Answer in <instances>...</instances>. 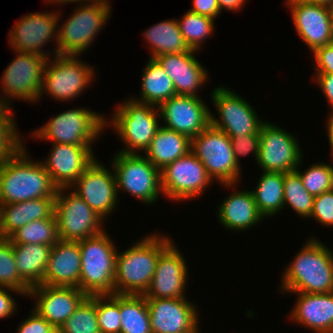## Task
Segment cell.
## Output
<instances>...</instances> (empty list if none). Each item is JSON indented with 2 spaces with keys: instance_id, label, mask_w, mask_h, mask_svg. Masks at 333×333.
Masks as SVG:
<instances>
[{
  "instance_id": "5",
  "label": "cell",
  "mask_w": 333,
  "mask_h": 333,
  "mask_svg": "<svg viewBox=\"0 0 333 333\" xmlns=\"http://www.w3.org/2000/svg\"><path fill=\"white\" fill-rule=\"evenodd\" d=\"M81 271L78 289L87 296L114 294L117 248L106 231L79 241Z\"/></svg>"
},
{
  "instance_id": "43",
  "label": "cell",
  "mask_w": 333,
  "mask_h": 333,
  "mask_svg": "<svg viewBox=\"0 0 333 333\" xmlns=\"http://www.w3.org/2000/svg\"><path fill=\"white\" fill-rule=\"evenodd\" d=\"M316 223L333 227V191H326L314 197L313 209L310 215Z\"/></svg>"
},
{
  "instance_id": "32",
  "label": "cell",
  "mask_w": 333,
  "mask_h": 333,
  "mask_svg": "<svg viewBox=\"0 0 333 333\" xmlns=\"http://www.w3.org/2000/svg\"><path fill=\"white\" fill-rule=\"evenodd\" d=\"M142 36L148 43L150 58L153 59L162 54L186 53L190 50L179 30L176 19L161 21L145 30Z\"/></svg>"
},
{
  "instance_id": "28",
  "label": "cell",
  "mask_w": 333,
  "mask_h": 333,
  "mask_svg": "<svg viewBox=\"0 0 333 333\" xmlns=\"http://www.w3.org/2000/svg\"><path fill=\"white\" fill-rule=\"evenodd\" d=\"M55 197H43L12 204H0L1 237L9 238L29 222L54 214Z\"/></svg>"
},
{
  "instance_id": "1",
  "label": "cell",
  "mask_w": 333,
  "mask_h": 333,
  "mask_svg": "<svg viewBox=\"0 0 333 333\" xmlns=\"http://www.w3.org/2000/svg\"><path fill=\"white\" fill-rule=\"evenodd\" d=\"M284 269L281 293L323 294L333 292V250L316 237L305 241Z\"/></svg>"
},
{
  "instance_id": "55",
  "label": "cell",
  "mask_w": 333,
  "mask_h": 333,
  "mask_svg": "<svg viewBox=\"0 0 333 333\" xmlns=\"http://www.w3.org/2000/svg\"><path fill=\"white\" fill-rule=\"evenodd\" d=\"M330 15H331V21H332V28H333V5L329 7Z\"/></svg>"
},
{
  "instance_id": "42",
  "label": "cell",
  "mask_w": 333,
  "mask_h": 333,
  "mask_svg": "<svg viewBox=\"0 0 333 333\" xmlns=\"http://www.w3.org/2000/svg\"><path fill=\"white\" fill-rule=\"evenodd\" d=\"M296 168L305 189L314 197L318 196L331 188V169L330 164L317 162L313 163L306 170L300 171V164Z\"/></svg>"
},
{
  "instance_id": "27",
  "label": "cell",
  "mask_w": 333,
  "mask_h": 333,
  "mask_svg": "<svg viewBox=\"0 0 333 333\" xmlns=\"http://www.w3.org/2000/svg\"><path fill=\"white\" fill-rule=\"evenodd\" d=\"M79 241L59 240L52 246L43 283L48 286L77 287L80 280Z\"/></svg>"
},
{
  "instance_id": "34",
  "label": "cell",
  "mask_w": 333,
  "mask_h": 333,
  "mask_svg": "<svg viewBox=\"0 0 333 333\" xmlns=\"http://www.w3.org/2000/svg\"><path fill=\"white\" fill-rule=\"evenodd\" d=\"M120 333H152L144 295L119 294Z\"/></svg>"
},
{
  "instance_id": "29",
  "label": "cell",
  "mask_w": 333,
  "mask_h": 333,
  "mask_svg": "<svg viewBox=\"0 0 333 333\" xmlns=\"http://www.w3.org/2000/svg\"><path fill=\"white\" fill-rule=\"evenodd\" d=\"M191 151V139L174 130L159 127L144 156L159 170Z\"/></svg>"
},
{
  "instance_id": "40",
  "label": "cell",
  "mask_w": 333,
  "mask_h": 333,
  "mask_svg": "<svg viewBox=\"0 0 333 333\" xmlns=\"http://www.w3.org/2000/svg\"><path fill=\"white\" fill-rule=\"evenodd\" d=\"M0 287L12 288L27 297L31 287L20 277L9 238H0Z\"/></svg>"
},
{
  "instance_id": "45",
  "label": "cell",
  "mask_w": 333,
  "mask_h": 333,
  "mask_svg": "<svg viewBox=\"0 0 333 333\" xmlns=\"http://www.w3.org/2000/svg\"><path fill=\"white\" fill-rule=\"evenodd\" d=\"M17 333H57L58 330L32 309L30 315L19 323Z\"/></svg>"
},
{
  "instance_id": "33",
  "label": "cell",
  "mask_w": 333,
  "mask_h": 333,
  "mask_svg": "<svg viewBox=\"0 0 333 333\" xmlns=\"http://www.w3.org/2000/svg\"><path fill=\"white\" fill-rule=\"evenodd\" d=\"M256 185L251 192L259 213L265 219L284 209V173L263 171Z\"/></svg>"
},
{
  "instance_id": "22",
  "label": "cell",
  "mask_w": 333,
  "mask_h": 333,
  "mask_svg": "<svg viewBox=\"0 0 333 333\" xmlns=\"http://www.w3.org/2000/svg\"><path fill=\"white\" fill-rule=\"evenodd\" d=\"M92 145L53 143L48 157L41 161L57 188H70L94 161Z\"/></svg>"
},
{
  "instance_id": "48",
  "label": "cell",
  "mask_w": 333,
  "mask_h": 333,
  "mask_svg": "<svg viewBox=\"0 0 333 333\" xmlns=\"http://www.w3.org/2000/svg\"><path fill=\"white\" fill-rule=\"evenodd\" d=\"M190 12L207 16L215 20L222 13L217 0H192Z\"/></svg>"
},
{
  "instance_id": "47",
  "label": "cell",
  "mask_w": 333,
  "mask_h": 333,
  "mask_svg": "<svg viewBox=\"0 0 333 333\" xmlns=\"http://www.w3.org/2000/svg\"><path fill=\"white\" fill-rule=\"evenodd\" d=\"M10 292L23 296V293L18 290L0 287V319L9 318L17 311V301L12 297L13 295L9 294Z\"/></svg>"
},
{
  "instance_id": "2",
  "label": "cell",
  "mask_w": 333,
  "mask_h": 333,
  "mask_svg": "<svg viewBox=\"0 0 333 333\" xmlns=\"http://www.w3.org/2000/svg\"><path fill=\"white\" fill-rule=\"evenodd\" d=\"M157 234V235H156ZM173 241L170 236L147 234L116 255L114 294L144 295L154 275L160 253Z\"/></svg>"
},
{
  "instance_id": "6",
  "label": "cell",
  "mask_w": 333,
  "mask_h": 333,
  "mask_svg": "<svg viewBox=\"0 0 333 333\" xmlns=\"http://www.w3.org/2000/svg\"><path fill=\"white\" fill-rule=\"evenodd\" d=\"M110 0L79 3L72 14L58 25V55L80 56L104 29L111 15Z\"/></svg>"
},
{
  "instance_id": "18",
  "label": "cell",
  "mask_w": 333,
  "mask_h": 333,
  "mask_svg": "<svg viewBox=\"0 0 333 333\" xmlns=\"http://www.w3.org/2000/svg\"><path fill=\"white\" fill-rule=\"evenodd\" d=\"M172 241L159 255L146 299L187 298L184 293L188 282L187 261Z\"/></svg>"
},
{
  "instance_id": "25",
  "label": "cell",
  "mask_w": 333,
  "mask_h": 333,
  "mask_svg": "<svg viewBox=\"0 0 333 333\" xmlns=\"http://www.w3.org/2000/svg\"><path fill=\"white\" fill-rule=\"evenodd\" d=\"M294 294L297 298L290 320L314 333H333V292Z\"/></svg>"
},
{
  "instance_id": "24",
  "label": "cell",
  "mask_w": 333,
  "mask_h": 333,
  "mask_svg": "<svg viewBox=\"0 0 333 333\" xmlns=\"http://www.w3.org/2000/svg\"><path fill=\"white\" fill-rule=\"evenodd\" d=\"M196 53L190 49L186 53L162 54L154 58L173 81L176 95L199 97L198 90H202L210 79L206 68L195 57Z\"/></svg>"
},
{
  "instance_id": "30",
  "label": "cell",
  "mask_w": 333,
  "mask_h": 333,
  "mask_svg": "<svg viewBox=\"0 0 333 333\" xmlns=\"http://www.w3.org/2000/svg\"><path fill=\"white\" fill-rule=\"evenodd\" d=\"M51 249L44 244H13L17 271L30 287L43 283Z\"/></svg>"
},
{
  "instance_id": "52",
  "label": "cell",
  "mask_w": 333,
  "mask_h": 333,
  "mask_svg": "<svg viewBox=\"0 0 333 333\" xmlns=\"http://www.w3.org/2000/svg\"><path fill=\"white\" fill-rule=\"evenodd\" d=\"M87 1H92V0H45V2L46 3H48V4H57V6L58 5H60V4H62V5H66L67 3L69 4V3H83V2H87Z\"/></svg>"
},
{
  "instance_id": "46",
  "label": "cell",
  "mask_w": 333,
  "mask_h": 333,
  "mask_svg": "<svg viewBox=\"0 0 333 333\" xmlns=\"http://www.w3.org/2000/svg\"><path fill=\"white\" fill-rule=\"evenodd\" d=\"M312 57L315 63V73L333 74V43L317 48Z\"/></svg>"
},
{
  "instance_id": "14",
  "label": "cell",
  "mask_w": 333,
  "mask_h": 333,
  "mask_svg": "<svg viewBox=\"0 0 333 333\" xmlns=\"http://www.w3.org/2000/svg\"><path fill=\"white\" fill-rule=\"evenodd\" d=\"M60 11L27 13L21 16V19L9 30L8 44L12 50L41 55L47 59L52 55L53 57L58 55V21L62 15ZM49 41L55 42L56 48L53 54L49 49L47 52L43 50Z\"/></svg>"
},
{
  "instance_id": "9",
  "label": "cell",
  "mask_w": 333,
  "mask_h": 333,
  "mask_svg": "<svg viewBox=\"0 0 333 333\" xmlns=\"http://www.w3.org/2000/svg\"><path fill=\"white\" fill-rule=\"evenodd\" d=\"M191 151L202 162L212 180L223 184H238L241 167L235 161L230 137L209 124L191 139Z\"/></svg>"
},
{
  "instance_id": "37",
  "label": "cell",
  "mask_w": 333,
  "mask_h": 333,
  "mask_svg": "<svg viewBox=\"0 0 333 333\" xmlns=\"http://www.w3.org/2000/svg\"><path fill=\"white\" fill-rule=\"evenodd\" d=\"M283 191L284 208L289 205L299 216L310 219L314 196L305 189L296 171L284 173Z\"/></svg>"
},
{
  "instance_id": "8",
  "label": "cell",
  "mask_w": 333,
  "mask_h": 333,
  "mask_svg": "<svg viewBox=\"0 0 333 333\" xmlns=\"http://www.w3.org/2000/svg\"><path fill=\"white\" fill-rule=\"evenodd\" d=\"M48 58L44 67L43 86L40 92L49 94L59 102L72 101L81 96L86 88L95 82V69L74 55H55Z\"/></svg>"
},
{
  "instance_id": "21",
  "label": "cell",
  "mask_w": 333,
  "mask_h": 333,
  "mask_svg": "<svg viewBox=\"0 0 333 333\" xmlns=\"http://www.w3.org/2000/svg\"><path fill=\"white\" fill-rule=\"evenodd\" d=\"M297 34L313 53L333 43V28L328 6L302 0H286Z\"/></svg>"
},
{
  "instance_id": "16",
  "label": "cell",
  "mask_w": 333,
  "mask_h": 333,
  "mask_svg": "<svg viewBox=\"0 0 333 333\" xmlns=\"http://www.w3.org/2000/svg\"><path fill=\"white\" fill-rule=\"evenodd\" d=\"M296 137L280 126L265 121L260 128L259 168L265 172L295 171L303 158Z\"/></svg>"
},
{
  "instance_id": "31",
  "label": "cell",
  "mask_w": 333,
  "mask_h": 333,
  "mask_svg": "<svg viewBox=\"0 0 333 333\" xmlns=\"http://www.w3.org/2000/svg\"><path fill=\"white\" fill-rule=\"evenodd\" d=\"M141 92L138 100L146 104L159 106L173 96H176L173 81L166 74L161 65L153 58H150L142 72Z\"/></svg>"
},
{
  "instance_id": "39",
  "label": "cell",
  "mask_w": 333,
  "mask_h": 333,
  "mask_svg": "<svg viewBox=\"0 0 333 333\" xmlns=\"http://www.w3.org/2000/svg\"><path fill=\"white\" fill-rule=\"evenodd\" d=\"M12 108L0 102V163L16 155L25 146Z\"/></svg>"
},
{
  "instance_id": "26",
  "label": "cell",
  "mask_w": 333,
  "mask_h": 333,
  "mask_svg": "<svg viewBox=\"0 0 333 333\" xmlns=\"http://www.w3.org/2000/svg\"><path fill=\"white\" fill-rule=\"evenodd\" d=\"M238 184H223L226 189H235L217 207L219 223L230 231H245L258 226L264 217L259 213L250 190H237ZM228 187V188H227Z\"/></svg>"
},
{
  "instance_id": "54",
  "label": "cell",
  "mask_w": 333,
  "mask_h": 333,
  "mask_svg": "<svg viewBox=\"0 0 333 333\" xmlns=\"http://www.w3.org/2000/svg\"><path fill=\"white\" fill-rule=\"evenodd\" d=\"M331 159H333V156H331ZM330 169H331V188L330 190L333 191V166L330 164Z\"/></svg>"
},
{
  "instance_id": "20",
  "label": "cell",
  "mask_w": 333,
  "mask_h": 333,
  "mask_svg": "<svg viewBox=\"0 0 333 333\" xmlns=\"http://www.w3.org/2000/svg\"><path fill=\"white\" fill-rule=\"evenodd\" d=\"M165 128L188 136L201 133L210 124V112L204 100L196 96L176 95L158 106Z\"/></svg>"
},
{
  "instance_id": "13",
  "label": "cell",
  "mask_w": 333,
  "mask_h": 333,
  "mask_svg": "<svg viewBox=\"0 0 333 333\" xmlns=\"http://www.w3.org/2000/svg\"><path fill=\"white\" fill-rule=\"evenodd\" d=\"M14 54L15 59L6 67L0 79V102L9 106H12L10 100L13 99L35 103L40 98L47 58L16 51Z\"/></svg>"
},
{
  "instance_id": "23",
  "label": "cell",
  "mask_w": 333,
  "mask_h": 333,
  "mask_svg": "<svg viewBox=\"0 0 333 333\" xmlns=\"http://www.w3.org/2000/svg\"><path fill=\"white\" fill-rule=\"evenodd\" d=\"M27 297L35 298V305L32 309L59 329L87 295L77 287L40 284L31 287Z\"/></svg>"
},
{
  "instance_id": "3",
  "label": "cell",
  "mask_w": 333,
  "mask_h": 333,
  "mask_svg": "<svg viewBox=\"0 0 333 333\" xmlns=\"http://www.w3.org/2000/svg\"><path fill=\"white\" fill-rule=\"evenodd\" d=\"M24 146L0 163V204L56 197L57 187L41 161L30 159Z\"/></svg>"
},
{
  "instance_id": "38",
  "label": "cell",
  "mask_w": 333,
  "mask_h": 333,
  "mask_svg": "<svg viewBox=\"0 0 333 333\" xmlns=\"http://www.w3.org/2000/svg\"><path fill=\"white\" fill-rule=\"evenodd\" d=\"M57 330L58 333H101L97 321L96 295L87 296Z\"/></svg>"
},
{
  "instance_id": "11",
  "label": "cell",
  "mask_w": 333,
  "mask_h": 333,
  "mask_svg": "<svg viewBox=\"0 0 333 333\" xmlns=\"http://www.w3.org/2000/svg\"><path fill=\"white\" fill-rule=\"evenodd\" d=\"M69 191L70 188H58L56 192L54 214L59 240L78 242L105 231V220L75 192Z\"/></svg>"
},
{
  "instance_id": "10",
  "label": "cell",
  "mask_w": 333,
  "mask_h": 333,
  "mask_svg": "<svg viewBox=\"0 0 333 333\" xmlns=\"http://www.w3.org/2000/svg\"><path fill=\"white\" fill-rule=\"evenodd\" d=\"M111 165L116 176L118 195L120 191H126L144 205L156 204L160 194L163 195L160 170L144 155L117 152L113 155Z\"/></svg>"
},
{
  "instance_id": "19",
  "label": "cell",
  "mask_w": 333,
  "mask_h": 333,
  "mask_svg": "<svg viewBox=\"0 0 333 333\" xmlns=\"http://www.w3.org/2000/svg\"><path fill=\"white\" fill-rule=\"evenodd\" d=\"M146 300L152 333H201L194 302L187 298Z\"/></svg>"
},
{
  "instance_id": "17",
  "label": "cell",
  "mask_w": 333,
  "mask_h": 333,
  "mask_svg": "<svg viewBox=\"0 0 333 333\" xmlns=\"http://www.w3.org/2000/svg\"><path fill=\"white\" fill-rule=\"evenodd\" d=\"M111 168L95 158L70 187L104 220L114 212L119 201L116 176L113 167Z\"/></svg>"
},
{
  "instance_id": "51",
  "label": "cell",
  "mask_w": 333,
  "mask_h": 333,
  "mask_svg": "<svg viewBox=\"0 0 333 333\" xmlns=\"http://www.w3.org/2000/svg\"><path fill=\"white\" fill-rule=\"evenodd\" d=\"M330 114H329V116H328V118H327V125H326V127H327V136H328V142H329V144H330V147H331V149H330V151H331V156H333V112H329Z\"/></svg>"
},
{
  "instance_id": "50",
  "label": "cell",
  "mask_w": 333,
  "mask_h": 333,
  "mask_svg": "<svg viewBox=\"0 0 333 333\" xmlns=\"http://www.w3.org/2000/svg\"><path fill=\"white\" fill-rule=\"evenodd\" d=\"M220 11L224 9L225 11H240L244 8L246 0H217Z\"/></svg>"
},
{
  "instance_id": "15",
  "label": "cell",
  "mask_w": 333,
  "mask_h": 333,
  "mask_svg": "<svg viewBox=\"0 0 333 333\" xmlns=\"http://www.w3.org/2000/svg\"><path fill=\"white\" fill-rule=\"evenodd\" d=\"M160 175L163 196L180 203L201 196L213 182L192 151L165 166Z\"/></svg>"
},
{
  "instance_id": "44",
  "label": "cell",
  "mask_w": 333,
  "mask_h": 333,
  "mask_svg": "<svg viewBox=\"0 0 333 333\" xmlns=\"http://www.w3.org/2000/svg\"><path fill=\"white\" fill-rule=\"evenodd\" d=\"M234 158L239 167L240 157L247 156L251 153L254 155L257 163L260 149V134H246L244 136L230 137Z\"/></svg>"
},
{
  "instance_id": "4",
  "label": "cell",
  "mask_w": 333,
  "mask_h": 333,
  "mask_svg": "<svg viewBox=\"0 0 333 333\" xmlns=\"http://www.w3.org/2000/svg\"><path fill=\"white\" fill-rule=\"evenodd\" d=\"M112 118L105 127H111L122 143L119 153H143L161 126L158 106L138 102L132 98L115 107Z\"/></svg>"
},
{
  "instance_id": "49",
  "label": "cell",
  "mask_w": 333,
  "mask_h": 333,
  "mask_svg": "<svg viewBox=\"0 0 333 333\" xmlns=\"http://www.w3.org/2000/svg\"><path fill=\"white\" fill-rule=\"evenodd\" d=\"M315 78L313 81L321 87V91L324 94L328 107H331V112H333V74L331 73H316L313 74Z\"/></svg>"
},
{
  "instance_id": "36",
  "label": "cell",
  "mask_w": 333,
  "mask_h": 333,
  "mask_svg": "<svg viewBox=\"0 0 333 333\" xmlns=\"http://www.w3.org/2000/svg\"><path fill=\"white\" fill-rule=\"evenodd\" d=\"M214 19L199 15L189 10L177 19L179 30L181 31L187 46L194 51L203 48V42L212 37L215 31Z\"/></svg>"
},
{
  "instance_id": "7",
  "label": "cell",
  "mask_w": 333,
  "mask_h": 333,
  "mask_svg": "<svg viewBox=\"0 0 333 333\" xmlns=\"http://www.w3.org/2000/svg\"><path fill=\"white\" fill-rule=\"evenodd\" d=\"M106 117L86 107L68 109L52 116L30 135L51 143L92 145L104 133Z\"/></svg>"
},
{
  "instance_id": "41",
  "label": "cell",
  "mask_w": 333,
  "mask_h": 333,
  "mask_svg": "<svg viewBox=\"0 0 333 333\" xmlns=\"http://www.w3.org/2000/svg\"><path fill=\"white\" fill-rule=\"evenodd\" d=\"M96 312L101 333H120L119 294L96 295Z\"/></svg>"
},
{
  "instance_id": "35",
  "label": "cell",
  "mask_w": 333,
  "mask_h": 333,
  "mask_svg": "<svg viewBox=\"0 0 333 333\" xmlns=\"http://www.w3.org/2000/svg\"><path fill=\"white\" fill-rule=\"evenodd\" d=\"M13 244H44L53 246L59 241L55 214L48 219L29 222L10 237Z\"/></svg>"
},
{
  "instance_id": "53",
  "label": "cell",
  "mask_w": 333,
  "mask_h": 333,
  "mask_svg": "<svg viewBox=\"0 0 333 333\" xmlns=\"http://www.w3.org/2000/svg\"><path fill=\"white\" fill-rule=\"evenodd\" d=\"M308 3H314V4H319V5H324V6H332L333 5V0H302Z\"/></svg>"
},
{
  "instance_id": "12",
  "label": "cell",
  "mask_w": 333,
  "mask_h": 333,
  "mask_svg": "<svg viewBox=\"0 0 333 333\" xmlns=\"http://www.w3.org/2000/svg\"><path fill=\"white\" fill-rule=\"evenodd\" d=\"M210 93L219 117L210 112V124L213 127L222 130L229 137L260 134L265 120L258 117L250 102L224 85L217 86Z\"/></svg>"
}]
</instances>
